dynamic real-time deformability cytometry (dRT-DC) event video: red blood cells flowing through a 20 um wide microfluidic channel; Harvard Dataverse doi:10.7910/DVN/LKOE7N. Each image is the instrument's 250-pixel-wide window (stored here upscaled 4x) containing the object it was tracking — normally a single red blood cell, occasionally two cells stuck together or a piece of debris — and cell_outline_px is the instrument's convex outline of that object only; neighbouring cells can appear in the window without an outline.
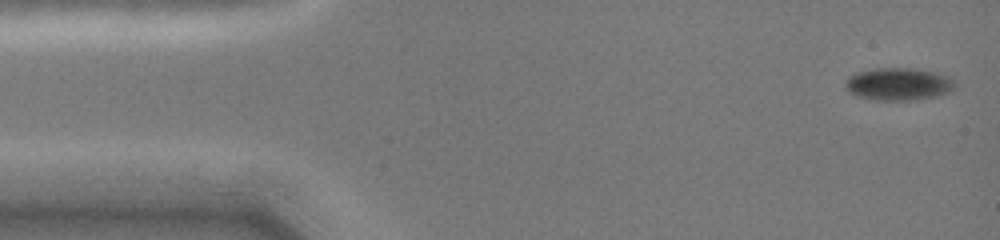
{"species": "common noctule bat (a hibernating species)", "species_latin": "Nyctalus noctula", "temperature_condition": "cold", "stored_images_in_passage": 17, "camera_frame_rate_fps": 3000, "um_per_image_px": 0.085, "animal": {"sex": "female", "body_mass_g": 19.0, "forearm_length_mm": 51.5}, "frame": {"image": 1, "passage_image": 1, "time_ms": 0.0, "image_size_px": [1000, 240], "cell_outline_px": [[956, 84], [948, 92], [936, 96], [916, 100], [872, 100], [856, 96], [848, 92], [844, 84], [848, 76], [856, 72], [876, 68], [912, 68], [940, 72], [956, 80]], "centroid_in_image_um": [76.36, 7.14], "position_along_channel_um": 8.6, "area_um2": 21.15}}
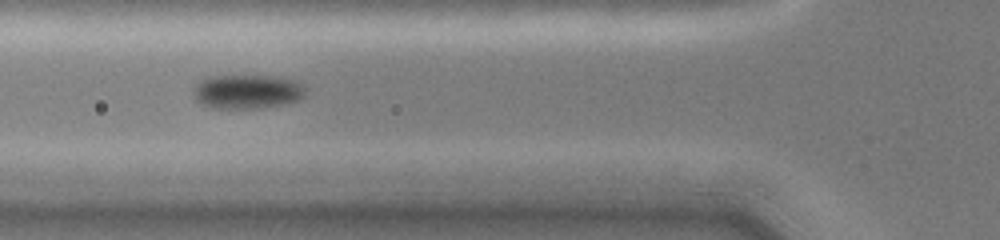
{"frame": {"image": 2, "passage_image": 7, "time_ms": 5.0, "image_size_px": [1000, 240], "cell_outline_px": [[304, 96], [300, 100], [284, 104], [260, 108], [212, 108], [200, 104], [196, 100], [192, 92], [200, 80], [212, 76], [280, 76], [292, 80], [300, 84], [304, 88]], "centroid_in_image_um": [20.99, 7.79], "position_along_channel_um": 104.8, "area_um2": 22.31}}
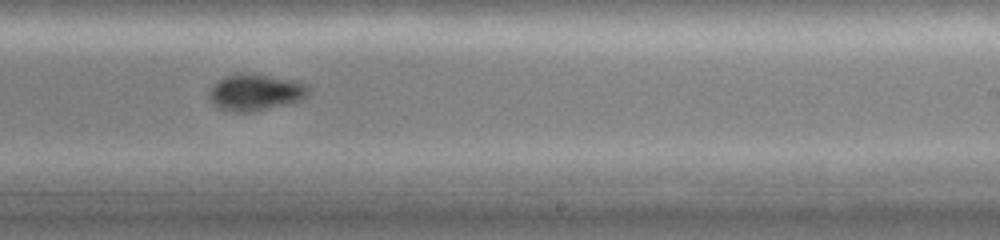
{"frame": {"image": 3, "passage_image": 14, "time_ms": 9.0, "image_size_px": [1000, 240], "cell_outline_px": [[312, 92], [304, 100], [252, 112], [232, 112], [216, 108], [208, 100], [208, 92], [212, 84], [228, 76], [264, 76], [292, 80], [304, 84], [312, 88]], "centroid_in_image_um": [21.72, 7.92], "position_along_channel_um": 267.3, "area_um2": 20.87}}